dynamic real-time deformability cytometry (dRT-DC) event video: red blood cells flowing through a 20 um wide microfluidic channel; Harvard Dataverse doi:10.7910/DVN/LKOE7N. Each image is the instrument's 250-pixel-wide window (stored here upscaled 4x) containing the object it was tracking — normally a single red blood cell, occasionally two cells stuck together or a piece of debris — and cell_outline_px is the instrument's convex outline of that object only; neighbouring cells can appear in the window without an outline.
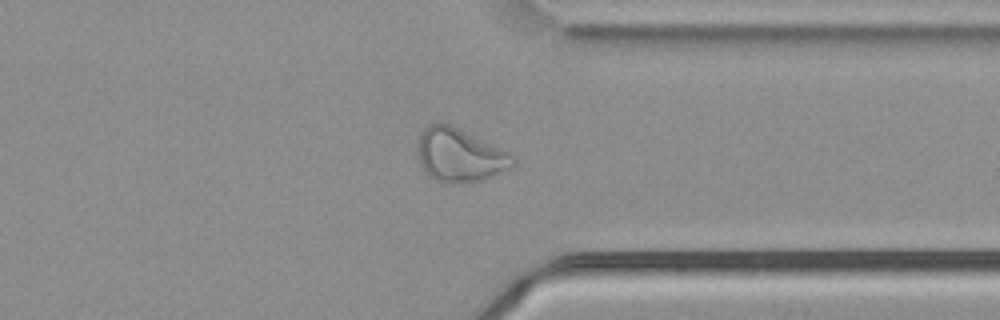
{"species": "common noctule bat (a hibernating species)", "species_latin": "Nyctalus noctula", "temperature_condition": "cold", "stored_images_in_passage": 56, "camera_frame_rate_fps": 3000, "um_per_image_px": 0.085, "animal": {"sex": "male", "body_mass_g": 21.5, "forearm_length_mm": 52.0}, "frame": {"image": 1, "passage_image": 44, "time_ms": 14.333, "image_size_px": [1000, 320], "cell_outline_px": [[516, 164], [512, 168], [484, 180], [464, 184], [444, 184], [428, 176], [420, 164], [420, 132], [428, 124], [436, 120], [440, 120], [508, 152], [516, 160]], "centroid_in_image_um": [39.08, 13.22], "position_along_channel_um": 372.3, "area_um2": 29.77}}
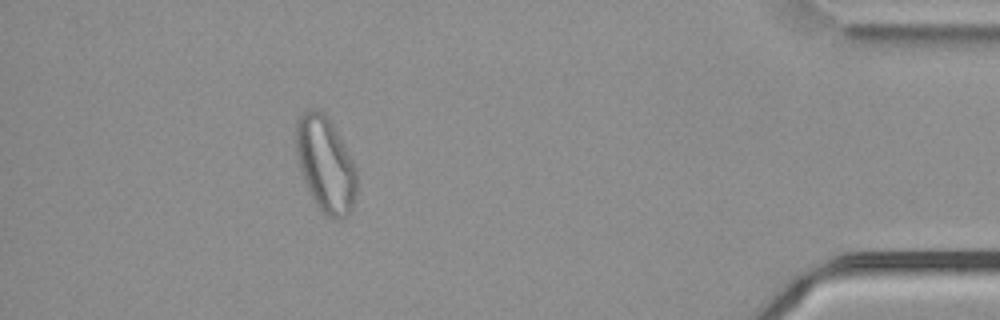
{"frame": {"image": 2, "passage_image": 51, "time_ms": 16.667, "image_size_px": [1000, 320], "cell_outline_px": [[356, 196], [348, 212], [340, 220], [336, 220], [324, 216], [316, 204], [304, 180], [300, 168], [296, 152], [296, 120], [300, 112], [312, 108], [316, 108], [324, 112], [332, 124], [348, 152], [356, 168]], "centroid_in_image_um": [27.64, 13.94], "position_along_channel_um": 407.6, "area_um2": 33.58}}